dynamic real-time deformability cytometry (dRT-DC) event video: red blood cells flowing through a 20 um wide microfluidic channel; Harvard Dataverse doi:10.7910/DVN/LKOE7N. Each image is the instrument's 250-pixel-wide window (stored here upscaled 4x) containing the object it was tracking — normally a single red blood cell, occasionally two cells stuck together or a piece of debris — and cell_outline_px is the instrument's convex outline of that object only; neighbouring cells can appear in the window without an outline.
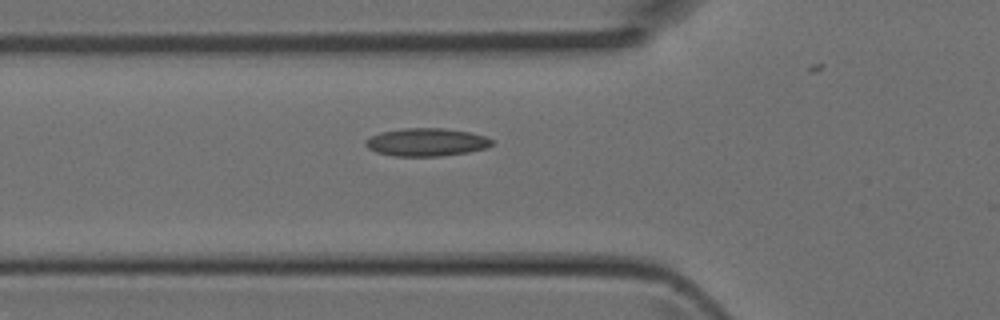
{"species": "Egyptian fruit bat (a non-hibernating species)", "species_latin": "Rousettus aegyptiacus", "temperature_condition": "room temperature", "stored_images_in_passage": 6, "camera_frame_rate_fps": 3000, "um_per_image_px": 0.085, "animal": {"sex": "female"}, "frame": {"image": 1, "passage_image": 6, "time_ms": 1.667, "image_size_px": [1000, 320], "cell_outline_px": [[492, 144], [488, 148], [468, 152], [440, 156], [392, 156], [376, 152], [368, 148], [364, 144], [364, 140], [380, 132], [404, 128], [444, 128], [468, 132], [484, 136], [492, 140]], "centroid_in_image_um": [36.22, 12.09], "position_along_channel_um": 89.6, "area_um2": 20.58}}